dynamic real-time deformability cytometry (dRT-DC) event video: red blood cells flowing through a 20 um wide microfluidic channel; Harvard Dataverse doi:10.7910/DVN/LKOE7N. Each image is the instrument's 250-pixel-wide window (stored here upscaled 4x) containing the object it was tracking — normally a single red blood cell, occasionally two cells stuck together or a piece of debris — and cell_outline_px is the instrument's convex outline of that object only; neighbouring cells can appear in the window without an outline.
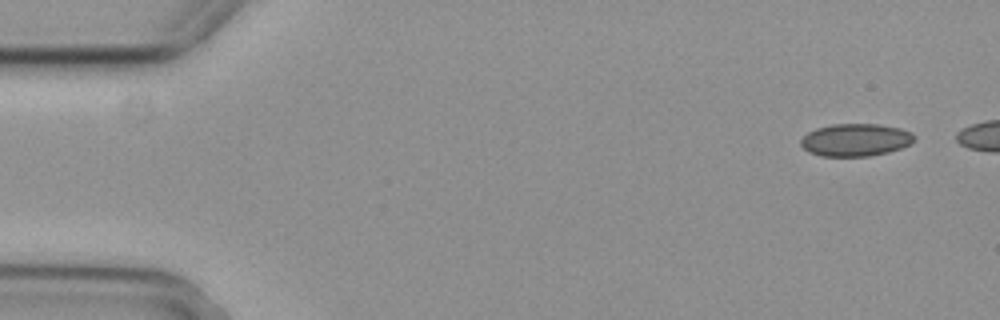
{"species": "common noctule bat (a hibernating species)", "species_latin": "Nyctalus noctula", "temperature_condition": "cold", "stored_images_in_passage": 5, "camera_frame_rate_fps": 3000, "um_per_image_px": 0.085, "animal": {"sex": "female", "body_mass_g": 29.2, "forearm_length_mm": 56.3}, "frame": {"image": 1, "passage_image": 1, "time_ms": 0.0, "image_size_px": [1000, 320], "cell_outline_px": [[916, 140], [900, 148], [888, 152], [868, 156], [820, 156], [808, 152], [800, 144], [800, 140], [808, 132], [816, 128], [832, 124], [880, 124], [900, 128], [912, 132], [916, 136]], "centroid_in_image_um": [72.72, 11.89], "position_along_channel_um": 12.3, "area_um2": 21.62}}